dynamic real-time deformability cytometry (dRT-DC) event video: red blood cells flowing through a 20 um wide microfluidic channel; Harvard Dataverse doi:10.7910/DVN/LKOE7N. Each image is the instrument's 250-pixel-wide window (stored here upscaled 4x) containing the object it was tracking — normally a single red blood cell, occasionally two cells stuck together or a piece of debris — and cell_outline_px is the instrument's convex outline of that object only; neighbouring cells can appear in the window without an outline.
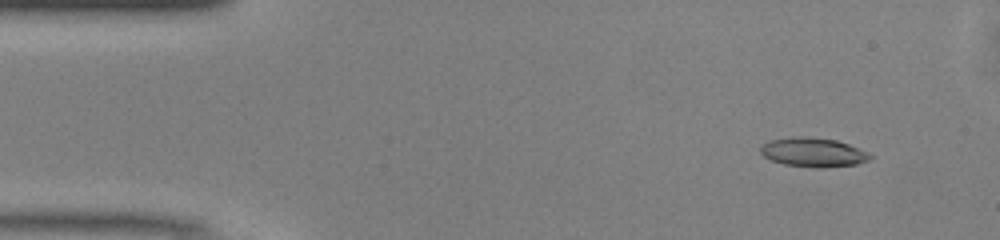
{"species": "common noctule bat (a hibernating species)", "species_latin": "Nyctalus noctula", "temperature_condition": "warm", "stored_images_in_passage": 49, "camera_frame_rate_fps": 3000, "um_per_image_px": 0.085, "animal": {"sex": "male", "body_mass_g": 13.0, "forearm_length_mm": 53.1}, "frame": {"image": 1, "passage_image": 4, "time_ms": 1.0, "image_size_px": [1000, 240], "cell_outline_px": [[872, 156], [868, 160], [856, 164], [824, 168], [816, 168], [784, 164], [772, 160], [764, 156], [760, 152], [760, 148], [768, 140], [792, 136], [800, 136], [836, 140], [848, 144], [868, 152]], "centroid_in_image_um": [69.1, 12.94], "position_along_channel_um": 15.9, "area_um2": 18.55}}
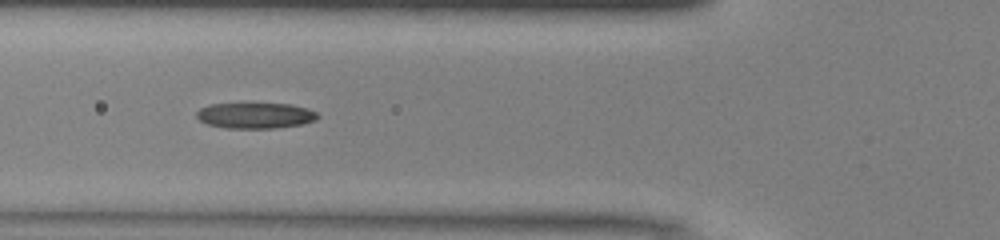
{"frame": {"image": 2, "passage_image": 17, "time_ms": 5.333, "image_size_px": [1000, 240], "cell_outline_px": [[320, 116], [316, 120], [300, 124], [272, 128], [224, 128], [208, 124], [200, 120], [196, 116], [196, 112], [200, 108], [208, 104], [252, 100], [292, 104], [308, 108], [316, 112]], "centroid_in_image_um": [21.67, 9.75], "position_along_channel_um": 104.1, "area_um2": 19.31}}
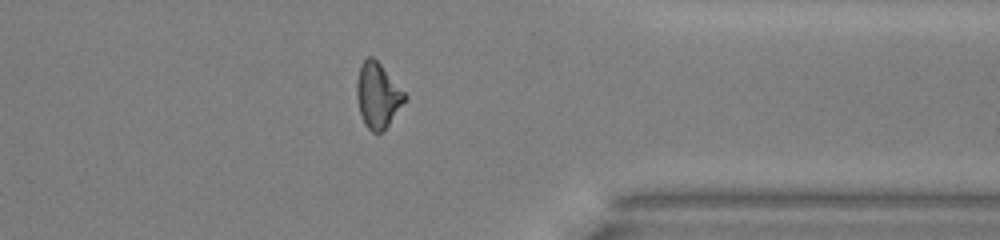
{"frame": {"image": 3, "passage_image": 38, "time_ms": 12.333, "image_size_px": [1000, 240], "cell_outline_px": [[408, 96], [388, 124], [380, 132], [372, 132], [364, 124], [360, 112], [356, 96], [356, 80], [360, 64], [368, 56], [372, 56], [380, 64]], "centroid_in_image_um": [32.07, 8.08], "position_along_channel_um": 379.3, "area_um2": 17.92}, "authors_computed_cell_mechanics": {"area_um2": 18.3804, "velocity_mm_per_s": 4.126, "shape_relaxation_time_tau1_ms": null, "shape_relaxation_time_tau2_ms": 3.4031, "deformation_change_tau1": null, "deformation_change_tau2": 0.1193}}